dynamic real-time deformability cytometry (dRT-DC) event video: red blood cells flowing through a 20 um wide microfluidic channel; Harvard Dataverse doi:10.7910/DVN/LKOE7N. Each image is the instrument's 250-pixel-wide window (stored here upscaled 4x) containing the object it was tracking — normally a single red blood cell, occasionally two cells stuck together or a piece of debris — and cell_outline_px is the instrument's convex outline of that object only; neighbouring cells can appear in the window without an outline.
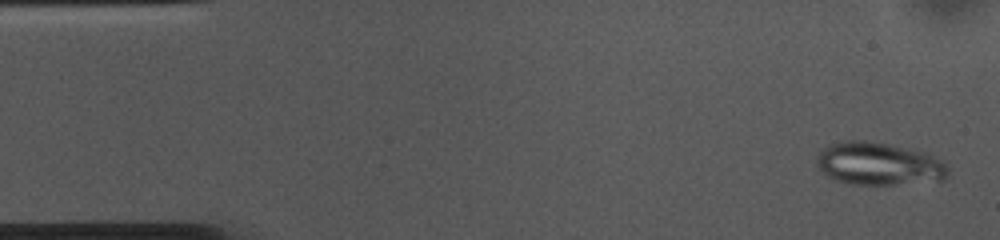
{"species": "common noctule bat (a hibernating species)", "species_latin": "Nyctalus noctula", "temperature_condition": "cold", "stored_images_in_passage": 53, "camera_frame_rate_fps": 3000, "um_per_image_px": 0.085, "animal": {"sex": "female", "body_mass_g": 10.0, "forearm_length_mm": 53.1}, "frame": {"image": 1, "passage_image": 2, "time_ms": 0.333, "image_size_px": [1000, 240], "cell_outline_px": [[948, 172], [944, 180], [892, 184], [848, 184], [836, 180], [828, 176], [816, 164], [816, 156], [820, 148], [828, 144], [840, 140], [864, 140], [888, 144], [924, 152], [940, 160], [948, 168]], "centroid_in_image_um": [74.62, 13.9], "position_along_channel_um": 10.4, "area_um2": 32.71}}
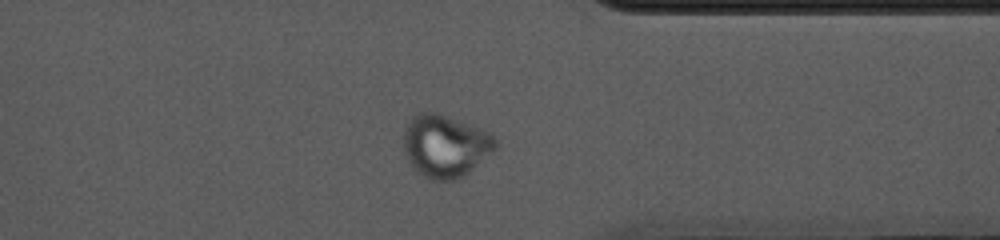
{"frame": {"image": 2, "passage_image": 41, "time_ms": 13.333, "image_size_px": [1000, 240], "cell_outline_px": [[496, 148], [492, 152], [464, 176], [456, 180], [432, 180], [424, 176], [408, 160], [404, 152], [404, 128], [408, 120], [412, 116], [420, 112], [436, 112], [472, 124], [488, 132], [496, 140]], "centroid_in_image_um": [37.83, 12.38], "position_along_channel_um": 373.6, "area_um2": 33.35}}
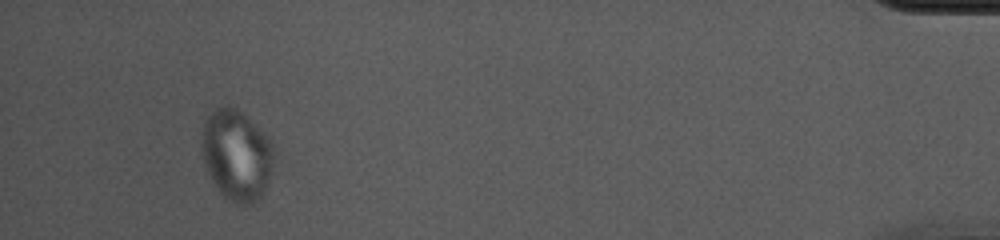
{"frame": {"image": 3, "passage_image": 50, "time_ms": 16.333, "image_size_px": [1000, 240], "cell_outline_px": [[272, 164], [268, 180], [260, 196], [252, 204], [236, 204], [228, 200], [220, 192], [212, 180], [208, 172], [204, 160], [200, 144], [200, 136], [204, 120], [216, 108], [228, 104], [236, 108], [264, 132], [272, 140]], "centroid_in_image_um": [20.07, 13.14], "position_along_channel_um": 415.1, "area_um2": 37.97}}